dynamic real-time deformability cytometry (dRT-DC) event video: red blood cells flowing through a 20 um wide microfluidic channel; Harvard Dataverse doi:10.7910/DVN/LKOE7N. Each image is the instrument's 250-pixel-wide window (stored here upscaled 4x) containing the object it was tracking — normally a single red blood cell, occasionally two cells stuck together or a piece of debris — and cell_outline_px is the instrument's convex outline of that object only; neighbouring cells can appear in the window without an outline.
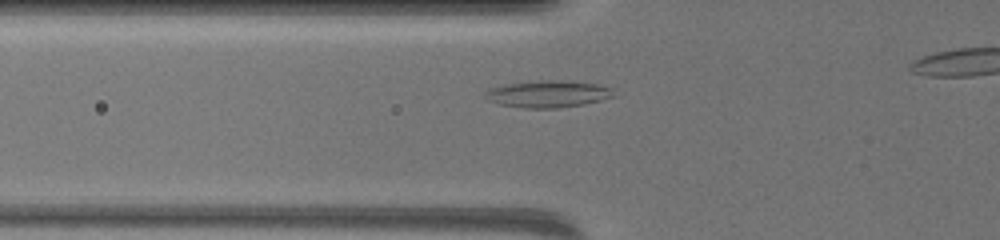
{"species": "common noctule bat (a hibernating species)", "species_latin": "Nyctalus noctula", "temperature_condition": "warm", "stored_images_in_passage": 47, "camera_frame_rate_fps": 3000, "um_per_image_px": 0.085, "animal": {"sex": "female", "body_mass_g": 19.5, "forearm_length_mm": 54.1}, "frame": {"image": 1, "passage_image": 14, "time_ms": 4.333, "image_size_px": [1000, 240], "cell_outline_px": [[616, 96], [584, 104], [556, 108], [524, 108], [500, 104], [488, 100], [484, 96], [484, 92], [488, 88], [504, 84], [544, 80], [556, 80], [596, 84], [612, 88]], "centroid_in_image_um": [46.54, 7.99], "position_along_channel_um": 79.3, "area_um2": 20.11}}
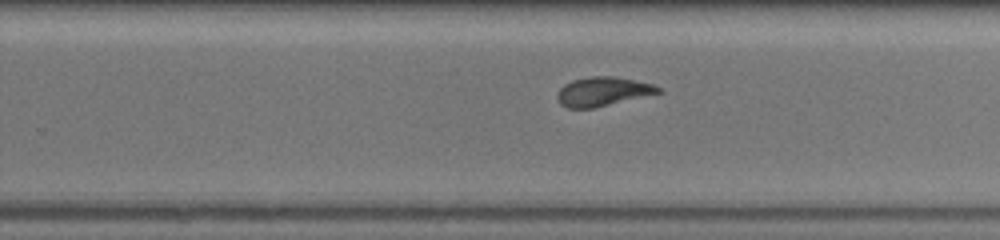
{"frame": {"image": 2, "passage_image": 32, "time_ms": 10.333, "image_size_px": [1000, 240], "cell_outline_px": [[664, 92], [592, 108], [568, 108], [560, 104], [556, 96], [556, 92], [564, 84], [572, 80], [588, 76], [616, 76], [652, 84], [660, 88]], "centroid_in_image_um": [51.21, 7.77], "position_along_channel_um": 278.6, "area_um2": 17.17}}
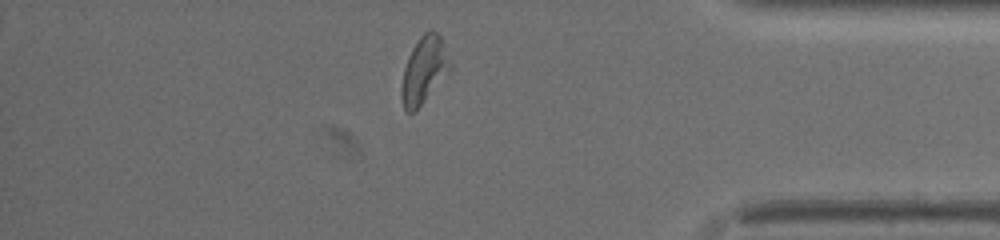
{"frame": {"image": 3, "passage_image": 45, "time_ms": 14.667, "image_size_px": [1000, 240], "cell_outline_px": [[440, 68], [416, 112], [408, 112], [404, 108], [400, 96], [400, 88], [404, 68], [408, 56], [412, 48], [420, 36], [424, 32], [432, 28], [440, 36]], "centroid_in_image_um": [35.73, 5.95], "position_along_channel_um": 399.5, "area_um2": 15.66}}